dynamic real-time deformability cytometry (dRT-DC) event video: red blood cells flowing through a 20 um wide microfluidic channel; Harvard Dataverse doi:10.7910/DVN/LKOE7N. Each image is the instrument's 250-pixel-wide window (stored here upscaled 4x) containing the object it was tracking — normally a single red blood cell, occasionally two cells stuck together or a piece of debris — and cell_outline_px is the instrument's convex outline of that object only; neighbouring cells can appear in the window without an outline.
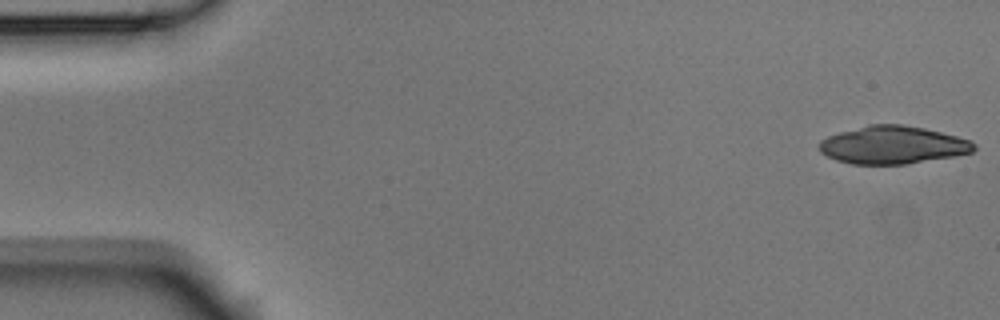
{"species": "Egyptian fruit bat (a non-hibernating species)", "species_latin": "Rousettus aegyptiacus", "temperature_condition": "room temperature", "stored_images_in_passage": 5, "camera_frame_rate_fps": 3000, "um_per_image_px": 0.085, "animal": {"sex": "male"}, "frame": {"image": 1, "passage_image": 1, "time_ms": 0.0, "image_size_px": [1000, 320], "cell_outline_px": [[976, 148], [972, 152], [956, 156], [908, 164], [852, 164], [836, 160], [820, 152], [820, 140], [828, 136], [840, 132], [868, 124], [904, 124], [924, 128], [972, 140], [976, 144]], "centroid_in_image_um": [75.92, 12.32], "position_along_channel_um": 9.1, "area_um2": 34.22}}
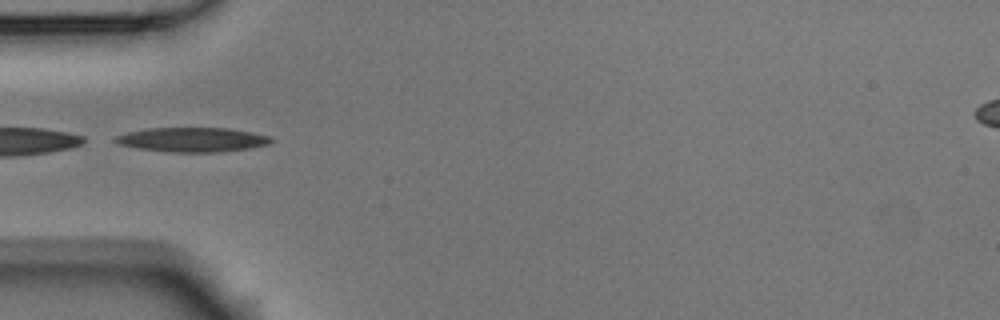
{"frame": {"image": 2, "passage_image": 5, "time_ms": 1.333, "image_size_px": [1000, 320], "cell_outline_px": [[272, 140], [268, 144], [252, 148], [220, 152], [172, 152], [140, 148], [120, 144], [112, 140], [116, 136], [128, 132], [148, 128], [228, 128], [252, 132], [268, 136]], "centroid_in_image_um": [16.37, 11.87], "position_along_channel_um": 68.6, "area_um2": 21.96}}